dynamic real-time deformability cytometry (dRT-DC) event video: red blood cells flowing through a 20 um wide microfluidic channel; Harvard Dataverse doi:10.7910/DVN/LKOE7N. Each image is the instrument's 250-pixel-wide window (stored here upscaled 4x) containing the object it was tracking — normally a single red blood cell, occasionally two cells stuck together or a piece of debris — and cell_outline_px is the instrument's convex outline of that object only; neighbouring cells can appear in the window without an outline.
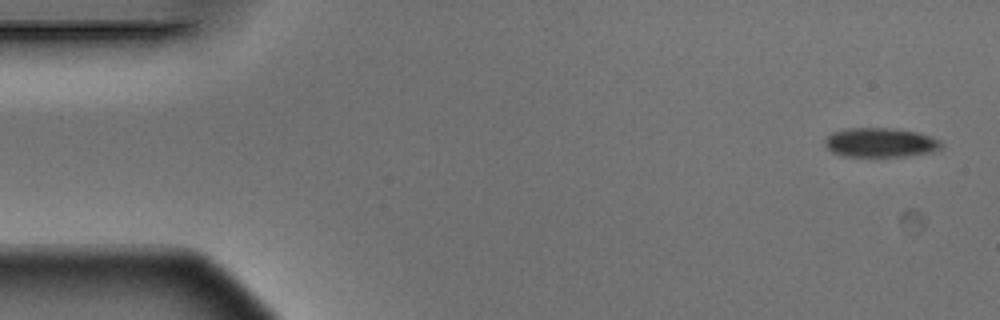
{"species": "Egyptian fruit bat (a non-hibernating species)", "species_latin": "Rousettus aegyptiacus", "temperature_condition": "warm", "stored_images_in_passage": 5, "camera_frame_rate_fps": 3000, "um_per_image_px": 0.085, "animal": {"sex": "male"}, "frame": {"image": 1, "passage_image": 1, "time_ms": 0.0, "image_size_px": [1000, 320], "cell_outline_px": [[944, 148], [932, 152], [904, 156], [844, 156], [832, 152], [824, 144], [824, 140], [832, 132], [848, 128], [892, 128], [920, 132], [940, 140], [944, 144]], "centroid_in_image_um": [74.88, 12.11], "position_along_channel_um": 10.1, "area_um2": 20.06}}